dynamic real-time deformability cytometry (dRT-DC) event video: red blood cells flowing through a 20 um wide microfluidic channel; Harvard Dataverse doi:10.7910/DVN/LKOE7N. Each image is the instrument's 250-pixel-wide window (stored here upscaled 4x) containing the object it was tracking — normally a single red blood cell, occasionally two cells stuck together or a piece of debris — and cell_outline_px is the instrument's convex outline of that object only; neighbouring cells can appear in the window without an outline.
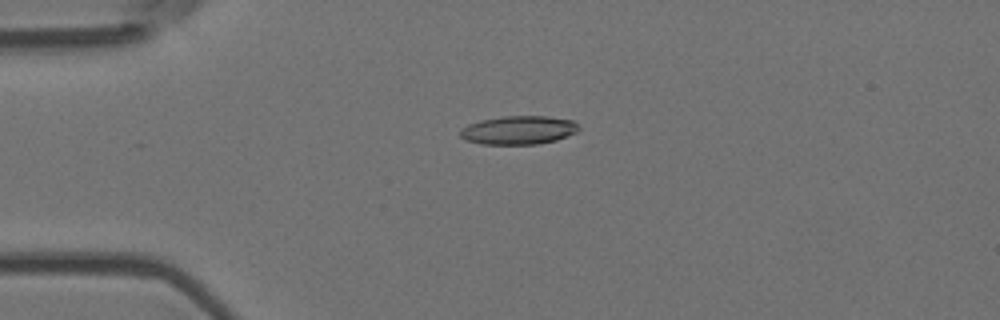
{"species": "Egyptian fruit bat (a non-hibernating species)", "species_latin": "Rousettus aegyptiacus", "temperature_condition": "room temperature", "stored_images_in_passage": 5, "camera_frame_rate_fps": 3000, "um_per_image_px": 0.085, "animal": {"sex": "female"}, "frame": {"image": 1, "passage_image": 4, "time_ms": 1.0, "image_size_px": [1000, 320], "cell_outline_px": [[580, 128], [576, 132], [556, 140], [540, 144], [480, 144], [464, 140], [460, 136], [460, 128], [468, 124], [480, 120], [504, 116], [548, 116], [572, 120]], "centroid_in_image_um": [44.04, 11.06], "position_along_channel_um": 41.0, "area_um2": 19.83}}